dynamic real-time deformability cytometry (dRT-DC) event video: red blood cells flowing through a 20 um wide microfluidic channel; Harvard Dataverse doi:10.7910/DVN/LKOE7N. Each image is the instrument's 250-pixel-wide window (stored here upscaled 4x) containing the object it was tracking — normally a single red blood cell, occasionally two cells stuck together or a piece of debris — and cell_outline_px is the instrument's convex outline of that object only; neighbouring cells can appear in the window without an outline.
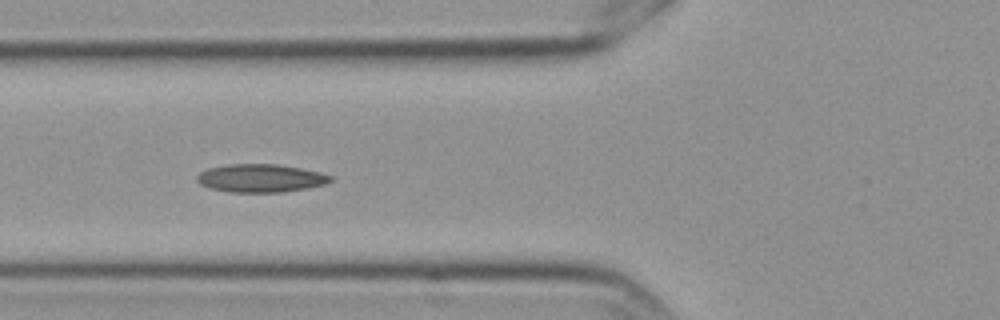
{"species": "Egyptian fruit bat (a non-hibernating species)", "species_latin": "Rousettus aegyptiacus", "temperature_condition": "cold", "stored_images_in_passage": 9, "camera_frame_rate_fps": 3000, "um_per_image_px": 0.085, "frame": {"image": 1, "passage_image": 6, "time_ms": 1.667, "image_size_px": [1000, 320], "cell_outline_px": [[332, 180], [324, 184], [308, 188], [280, 192], [228, 192], [212, 188], [200, 184], [196, 180], [196, 176], [200, 172], [208, 168], [228, 164], [276, 164], [300, 168], [320, 172], [332, 176]], "centroid_in_image_um": [22.14, 15.14], "position_along_channel_um": 103.7, "area_um2": 21.79}}
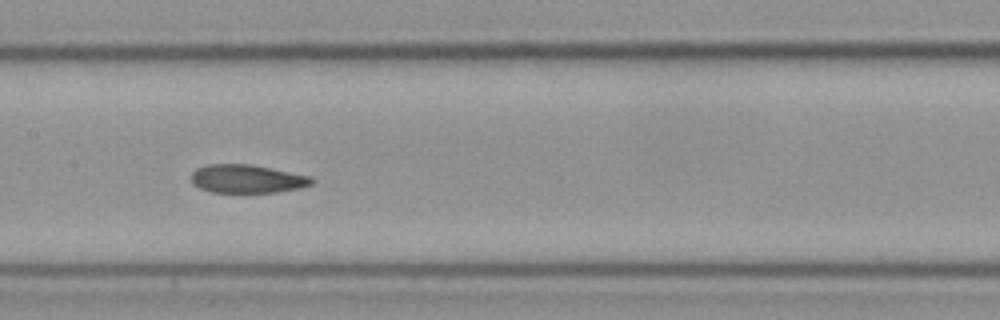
{"frame": {"image": 2, "passage_image": 8, "time_ms": 2.333, "image_size_px": [1000, 320], "cell_outline_px": [[316, 180], [312, 184], [300, 188], [276, 192], [212, 192], [200, 188], [192, 184], [192, 172], [196, 168], [208, 164], [252, 164], [312, 176]], "centroid_in_image_um": [21.03, 15.19], "position_along_channel_um": 186.4, "area_um2": 20.06}}
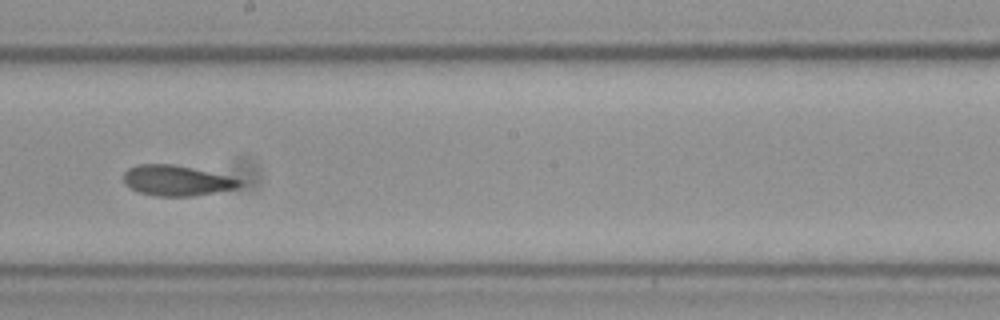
{"frame": {"image": 3, "passage_image": 9, "time_ms": 2.667, "image_size_px": [1000, 320], "cell_outline_px": [[244, 184], [236, 188], [192, 196], [156, 196], [140, 192], [132, 188], [124, 180], [124, 172], [128, 168], [140, 164], [172, 164], [192, 168], [228, 176], [244, 180]], "centroid_in_image_um": [15.05, 15.34], "position_along_channel_um": 233.2, "area_um2": 20.29}}